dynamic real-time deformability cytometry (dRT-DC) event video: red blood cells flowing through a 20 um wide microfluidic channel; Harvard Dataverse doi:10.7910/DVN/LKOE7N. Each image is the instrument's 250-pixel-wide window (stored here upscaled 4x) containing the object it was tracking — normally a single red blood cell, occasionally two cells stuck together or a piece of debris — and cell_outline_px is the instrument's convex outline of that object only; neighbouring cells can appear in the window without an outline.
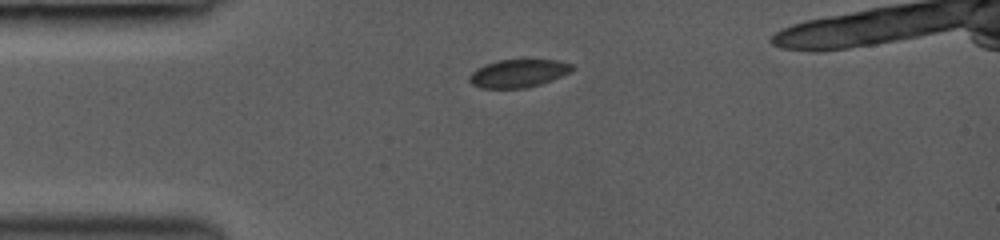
{"species": "common noctule bat (a hibernating species)", "species_latin": "Nyctalus noctula", "temperature_condition": "room temperature", "stored_images_in_passage": 16, "camera_frame_rate_fps": 3000, "um_per_image_px": 0.085, "animal": {"sex": "female", "body_mass_g": 19.0, "forearm_length_mm": 53.3}, "frame": {"image": 1, "passage_image": 1, "time_ms": 0.0, "image_size_px": [1000, 240], "cell_outline_px": [[576, 68], [552, 80], [540, 84], [524, 88], [480, 88], [472, 84], [468, 80], [468, 76], [476, 68], [484, 64], [496, 60], [556, 60], [572, 64]], "centroid_in_image_um": [44.01, 6.23], "position_along_channel_um": 41.0, "area_um2": 16.76}}
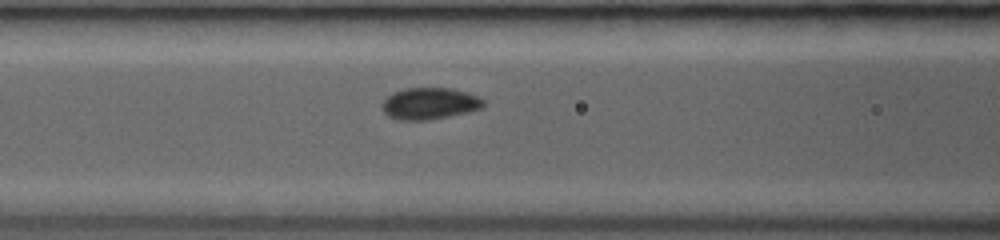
{"frame": {"image": 2, "passage_image": 9, "time_ms": 2.667, "image_size_px": [1000, 240], "cell_outline_px": [[484, 108], [468, 112], [428, 120], [400, 120], [388, 116], [384, 112], [380, 104], [392, 92], [404, 88], [452, 88], [468, 92], [484, 100]], "centroid_in_image_um": [36.51, 8.79], "position_along_channel_um": 130.1, "area_um2": 18.84}}
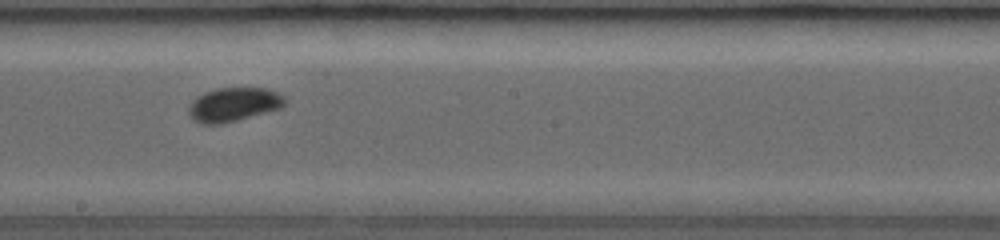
{"frame": {"image": 3, "passage_image": 14, "time_ms": 5.0, "image_size_px": [1000, 240], "cell_outline_px": [[284, 104], [280, 108], [236, 120], [220, 124], [200, 124], [188, 116], [188, 108], [192, 100], [196, 96], [204, 92], [216, 88], [268, 88], [284, 96]], "centroid_in_image_um": [19.79, 8.88], "position_along_channel_um": 228.4, "area_um2": 18.96}}